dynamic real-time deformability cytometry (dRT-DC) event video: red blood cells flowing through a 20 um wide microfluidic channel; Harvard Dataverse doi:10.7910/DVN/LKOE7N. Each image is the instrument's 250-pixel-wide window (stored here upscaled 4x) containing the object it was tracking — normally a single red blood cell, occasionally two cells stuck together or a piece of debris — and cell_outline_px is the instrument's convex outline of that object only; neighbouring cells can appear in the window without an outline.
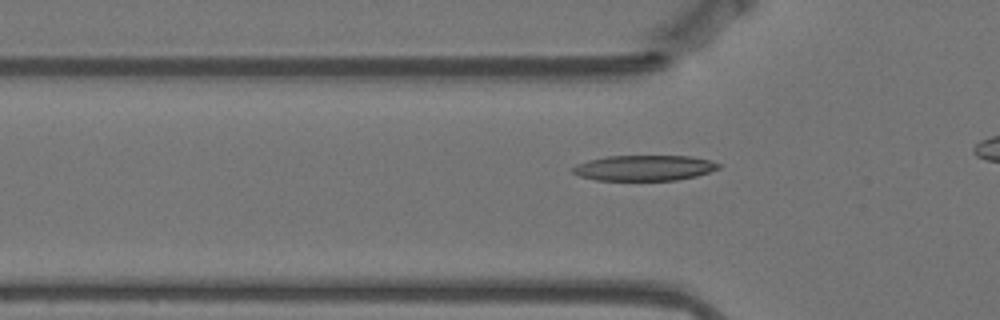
{"species": "Egyptian fruit bat (a non-hibernating species)", "species_latin": "Rousettus aegyptiacus", "temperature_condition": "warm", "stored_images_in_passage": 23, "camera_frame_rate_fps": 3000, "um_per_image_px": 0.085, "animal": {"sex": "female"}, "frame": {"image": 1, "passage_image": 13, "time_ms": 4.0, "image_size_px": [1000, 320], "cell_outline_px": [[720, 168], [696, 176], [676, 180], [596, 180], [580, 176], [572, 172], [572, 168], [576, 164], [588, 160], [608, 156], [692, 156], [712, 160], [720, 164]], "centroid_in_image_um": [54.77, 14.27], "position_along_channel_um": 71.0, "area_um2": 21.68}}
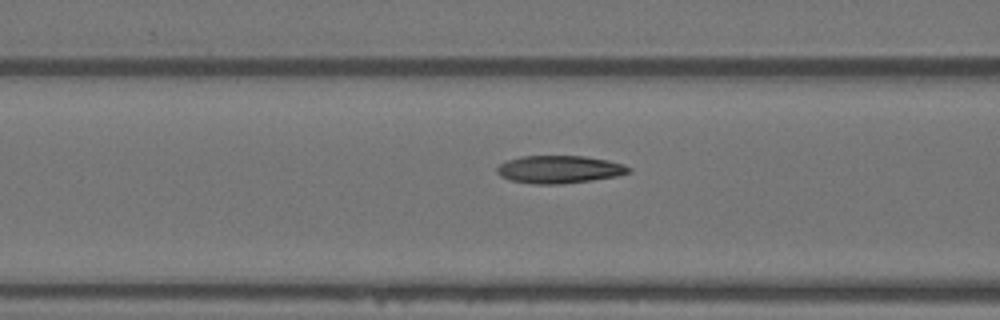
{"frame": {"image": 2, "passage_image": 17, "time_ms": 5.333, "image_size_px": [1000, 320], "cell_outline_px": [[632, 172], [616, 176], [592, 180], [560, 184], [532, 184], [508, 180], [500, 176], [496, 172], [496, 168], [500, 164], [508, 160], [520, 156], [584, 156], [608, 160], [624, 164], [632, 168]], "centroid_in_image_um": [47.54, 14.4], "position_along_channel_um": 119.1, "area_um2": 21.44}}
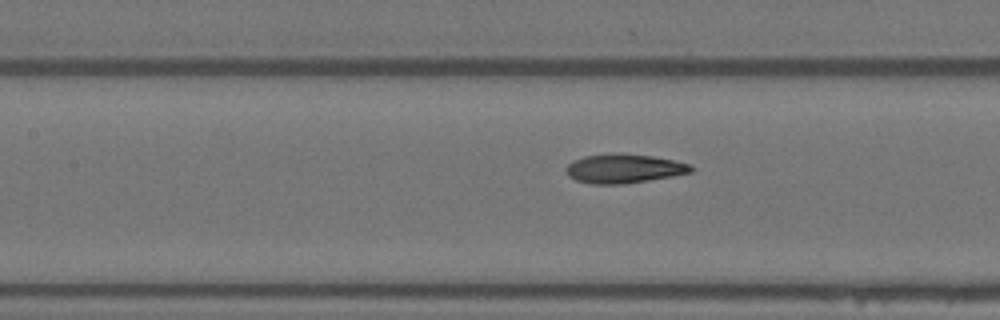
{"frame": {"image": 3, "passage_image": 20, "time_ms": 6.333, "image_size_px": [1000, 320], "cell_outline_px": [[696, 168], [692, 172], [672, 176], [624, 184], [592, 184], [576, 180], [568, 176], [564, 168], [572, 160], [584, 156], [612, 152], [652, 156], [692, 164]], "centroid_in_image_um": [53.02, 14.32], "position_along_channel_um": 154.4, "area_um2": 21.44}}